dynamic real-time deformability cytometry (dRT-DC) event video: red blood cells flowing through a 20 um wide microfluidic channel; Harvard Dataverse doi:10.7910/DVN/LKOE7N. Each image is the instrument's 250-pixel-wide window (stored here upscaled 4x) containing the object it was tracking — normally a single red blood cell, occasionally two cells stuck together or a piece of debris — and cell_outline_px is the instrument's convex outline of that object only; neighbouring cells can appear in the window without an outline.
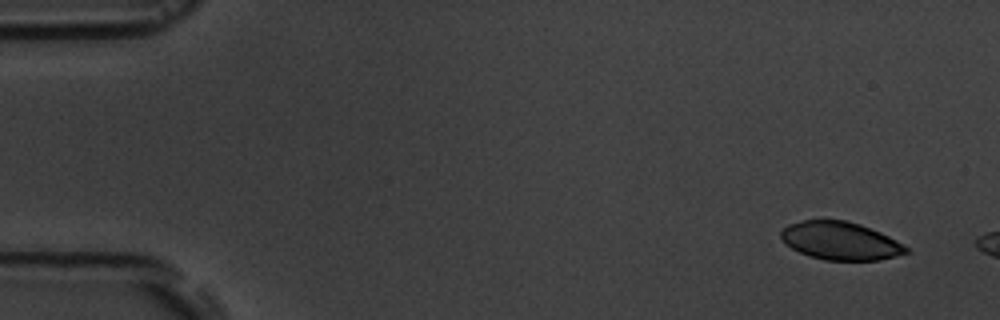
{"species": "common noctule bat (a hibernating species)", "species_latin": "Nyctalus noctula", "temperature_condition": "room temperature", "stored_images_in_passage": 3, "camera_frame_rate_fps": 3000, "um_per_image_px": 0.085, "animal": {"sex": "male", "body_mass_g": 19.5, "forearm_length_mm": 54.6}, "frame": {"image": 1, "passage_image": 1, "time_ms": 0.0, "image_size_px": [1000, 320], "cell_outline_px": [[908, 252], [880, 260], [824, 260], [808, 256], [784, 244], [780, 236], [780, 232], [788, 224], [804, 220], [844, 220], [860, 224], [880, 232], [904, 244], [908, 248]], "centroid_in_image_um": [71.4, 20.47], "position_along_channel_um": 13.6, "area_um2": 27.69}}